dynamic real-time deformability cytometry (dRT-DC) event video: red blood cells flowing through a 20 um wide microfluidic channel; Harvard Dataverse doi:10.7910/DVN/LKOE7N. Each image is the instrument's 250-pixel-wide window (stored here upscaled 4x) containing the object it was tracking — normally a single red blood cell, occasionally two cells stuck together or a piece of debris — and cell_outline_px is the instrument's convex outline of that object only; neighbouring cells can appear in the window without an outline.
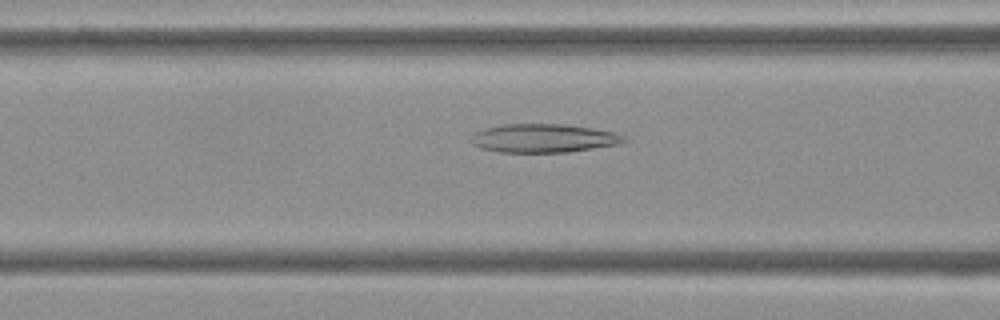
{"species": "Egyptian fruit bat (a non-hibernating species)", "species_latin": "Rousettus aegyptiacus", "temperature_condition": "cold", "stored_images_in_passage": 53, "camera_frame_rate_fps": 3000, "um_per_image_px": 0.085, "frame": {"image": 1, "passage_image": 20, "time_ms": 6.333, "image_size_px": [1000, 320], "cell_outline_px": [[628, 140], [620, 144], [568, 152], [500, 152], [480, 148], [472, 144], [472, 136], [476, 132], [484, 128], [504, 124], [564, 124], [592, 128], [616, 132], [624, 136]], "centroid_in_image_um": [46.23, 11.75], "position_along_channel_um": 120.4, "area_um2": 25.49}}
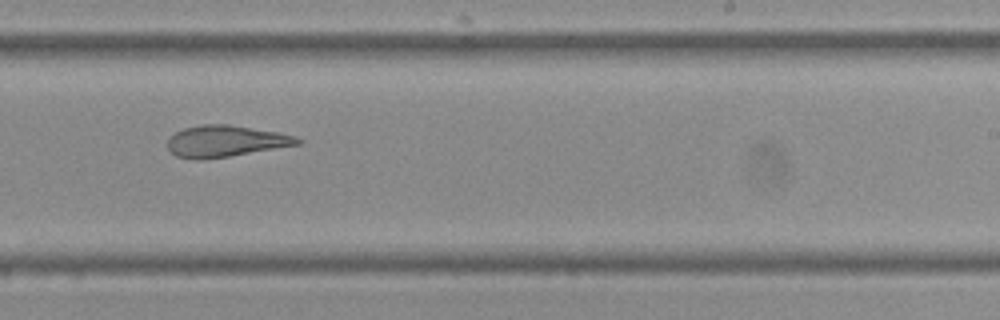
{"frame": {"image": 2, "passage_image": 32, "time_ms": 10.333, "image_size_px": [1000, 320], "cell_outline_px": [[304, 140], [300, 144], [228, 156], [200, 160], [176, 156], [168, 148], [168, 136], [184, 128], [204, 124], [228, 124], [280, 132], [296, 136]], "centroid_in_image_um": [19.18, 11.99], "position_along_channel_um": 269.8, "area_um2": 23.76}}
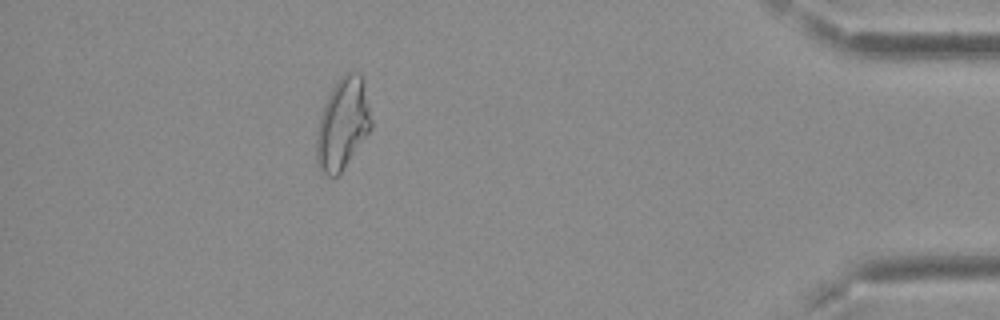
{"frame": {"image": 3, "passage_image": 47, "time_ms": 15.333, "image_size_px": [1000, 320], "cell_outline_px": [[372, 128], [340, 172], [336, 176], [328, 176], [320, 172], [316, 164], [316, 128], [324, 104], [332, 88], [340, 76], [344, 72], [360, 72], [364, 80], [372, 120]], "centroid_in_image_um": [29.12, 10.5], "position_along_channel_um": 406.1, "area_um2": 29.36}, "authors_computed_cell_mechanics": {"area_um2": 27.455, "velocity_mm_per_s": 3.7404, "shape_relaxation_time_tau1_ms": null, "shape_relaxation_time_tau2_ms": 3.6046, "deformation_change_tau1": null, "deformation_change_tau2": 0.1313}}